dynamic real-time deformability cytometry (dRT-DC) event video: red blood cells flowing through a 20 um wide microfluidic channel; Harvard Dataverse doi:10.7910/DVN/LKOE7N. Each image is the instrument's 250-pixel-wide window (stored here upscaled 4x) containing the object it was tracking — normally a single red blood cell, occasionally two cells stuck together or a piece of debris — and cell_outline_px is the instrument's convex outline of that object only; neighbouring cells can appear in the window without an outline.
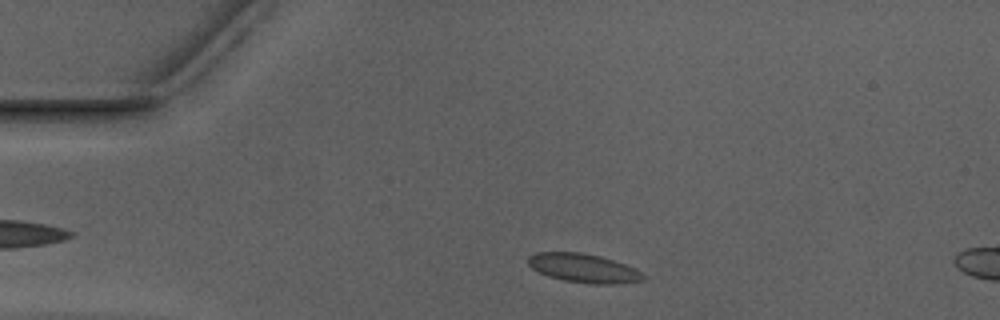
{"species": "Egyptian fruit bat (a non-hibernating species)", "species_latin": "Rousettus aegyptiacus", "temperature_condition": "warm", "stored_images_in_passage": 8, "camera_frame_rate_fps": 3000, "um_per_image_px": 0.085, "animal": {"sex": "male"}, "frame": {"image": 1, "passage_image": 4, "time_ms": 1.0, "image_size_px": [1000, 320], "cell_outline_px": [[648, 276], [644, 280], [616, 284], [592, 284], [564, 280], [548, 276], [532, 268], [528, 264], [528, 256], [536, 252], [580, 252], [600, 256], [624, 264]], "centroid_in_image_um": [49.6, 22.79], "position_along_channel_um": 35.4, "area_um2": 19.25}}